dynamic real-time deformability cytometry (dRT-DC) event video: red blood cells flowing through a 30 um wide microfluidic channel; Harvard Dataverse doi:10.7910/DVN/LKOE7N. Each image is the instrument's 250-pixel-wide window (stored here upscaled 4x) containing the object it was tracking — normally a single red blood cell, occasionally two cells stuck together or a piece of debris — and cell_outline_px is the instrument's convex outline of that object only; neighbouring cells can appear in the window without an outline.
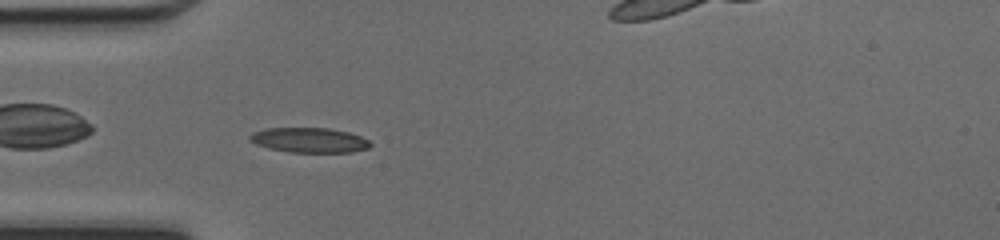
{"species": "common noctule bat (a hibernating species)", "species_latin": "Nyctalus noctula", "temperature_condition": "cold", "stored_images_in_passage": 38, "camera_frame_rate_fps": 3000, "um_per_image_px": 0.085, "animal": {"sex": "female", "body_mass_g": 17.0, "forearm_length_mm": 48.0}, "frame": {"image": 1, "passage_image": 4, "time_ms": 1.0, "image_size_px": [1000, 240], "cell_outline_px": [[372, 144], [368, 148], [352, 152], [288, 152], [268, 148], [256, 144], [248, 140], [248, 136], [252, 132], [264, 128], [328, 128], [348, 132], [360, 136], [368, 140]], "centroid_in_image_um": [26.25, 11.91], "position_along_channel_um": 58.8, "area_um2": 17.57}}
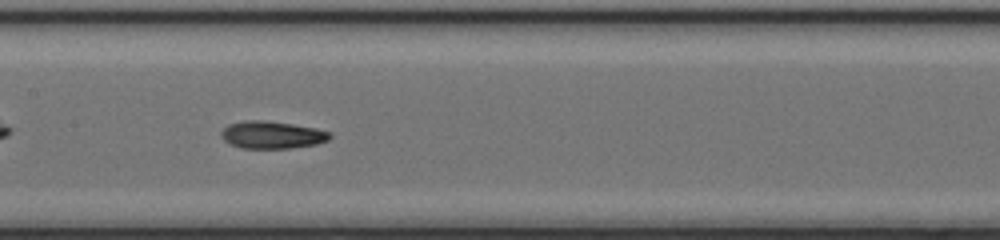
{"frame": {"image": 2, "passage_image": 13, "time_ms": 4.0, "image_size_px": [1000, 240], "cell_outline_px": [[332, 136], [328, 140], [316, 144], [292, 148], [240, 148], [228, 144], [220, 136], [220, 132], [228, 124], [248, 120], [264, 120], [292, 124], [316, 128], [328, 132]], "centroid_in_image_um": [23.08, 11.47], "position_along_channel_um": 184.3, "area_um2": 17.4}}
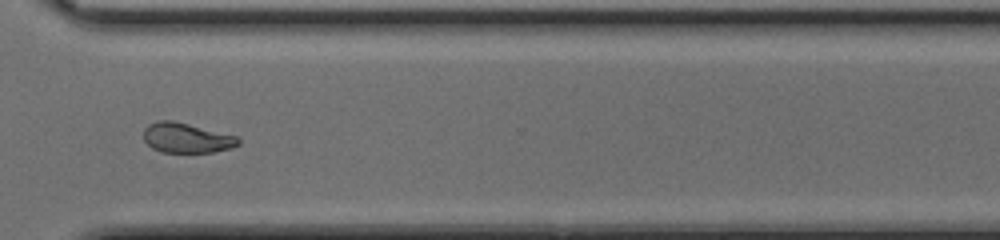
{"frame": {"image": 3, "passage_image": 25, "time_ms": 8.0, "image_size_px": [1000, 240], "cell_outline_px": [[240, 144], [232, 148], [212, 152], [160, 152], [152, 148], [144, 140], [144, 128], [148, 124], [156, 120], [172, 120], [236, 136], [240, 140]], "centroid_in_image_um": [15.83, 11.72], "position_along_channel_um": 354.8, "area_um2": 16.47}, "authors_computed_cell_mechanics": {"area_um2": 17.2822, "velocity_mm_per_s": 4.2784, "shape_relaxation_time_tau1_ms": 6.3271, "shape_relaxation_time_tau2_ms": 2.5065, "deformation_change_tau1": 0.2089, "deformation_change_tau2": 0.0772}}